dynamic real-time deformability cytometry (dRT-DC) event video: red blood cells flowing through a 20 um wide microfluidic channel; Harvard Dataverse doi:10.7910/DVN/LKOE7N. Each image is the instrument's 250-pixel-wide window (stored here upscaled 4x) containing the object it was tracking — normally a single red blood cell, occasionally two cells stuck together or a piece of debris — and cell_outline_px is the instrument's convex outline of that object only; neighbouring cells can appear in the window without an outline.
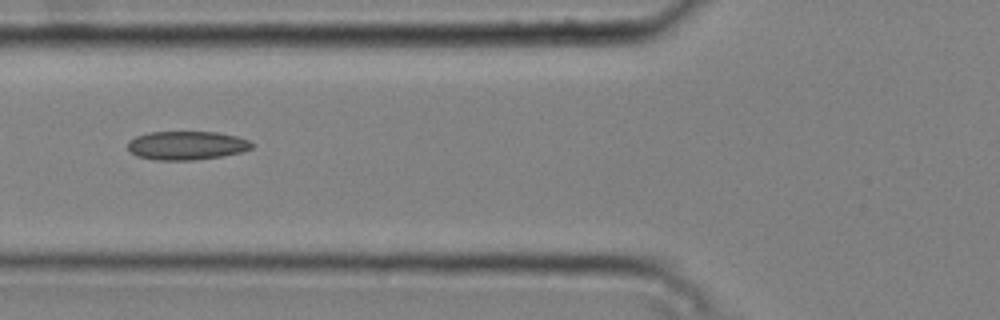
{"species": "common noctule bat (a hibernating species)", "species_latin": "Nyctalus noctula", "temperature_condition": "cold", "stored_images_in_passage": 8, "camera_frame_rate_fps": 3000, "um_per_image_px": 0.085, "animal": {"sex": "male", "body_mass_g": 20.4}, "frame": {"image": 1, "passage_image": 5, "time_ms": 1.333, "image_size_px": [1000, 320], "cell_outline_px": [[252, 148], [240, 152], [220, 156], [196, 160], [156, 160], [136, 156], [128, 148], [128, 140], [136, 136], [148, 132], [216, 132], [236, 136], [248, 140], [252, 144]], "centroid_in_image_um": [15.83, 12.36], "position_along_channel_um": 110.0, "area_um2": 20.63}}
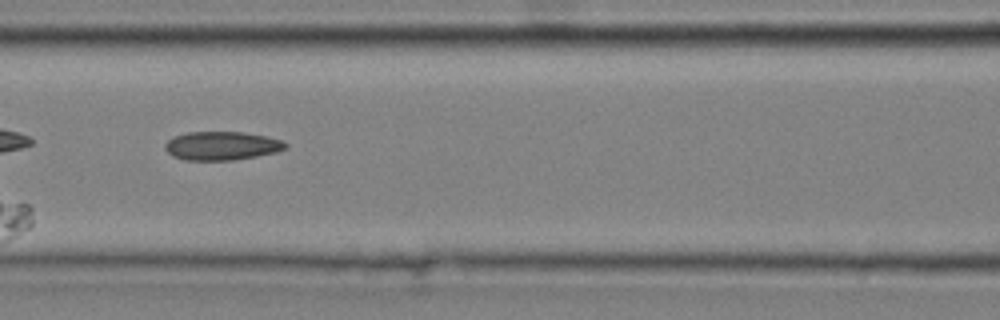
{"frame": {"image": 2, "passage_image": 6, "time_ms": 1.667, "image_size_px": [1000, 320], "cell_outline_px": [[288, 148], [276, 152], [256, 156], [232, 160], [184, 160], [172, 156], [164, 148], [164, 144], [172, 136], [188, 132], [244, 132], [268, 136], [284, 140], [288, 144]], "centroid_in_image_um": [18.87, 12.38], "position_along_channel_um": 147.7, "area_um2": 20.35}}